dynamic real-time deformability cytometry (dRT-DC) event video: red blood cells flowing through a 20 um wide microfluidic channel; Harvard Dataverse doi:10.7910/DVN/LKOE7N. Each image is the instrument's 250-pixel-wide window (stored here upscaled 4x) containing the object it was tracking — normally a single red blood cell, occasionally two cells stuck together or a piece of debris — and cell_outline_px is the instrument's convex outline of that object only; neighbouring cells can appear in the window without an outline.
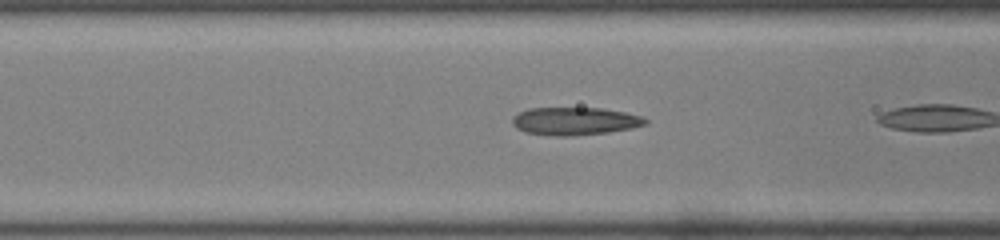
{"species": "common noctule bat (a hibernating species)", "species_latin": "Nyctalus noctula", "temperature_condition": "room temperature", "stored_images_in_passage": 12, "camera_frame_rate_fps": 3000, "um_per_image_px": 0.085, "animal": {"sex": "male", "body_mass_g": 19.0, "forearm_length_mm": 50.8}, "frame": {"image": 1, "passage_image": 10, "time_ms": 3.0, "image_size_px": [1000, 240], "cell_outline_px": [[648, 124], [632, 128], [608, 132], [568, 136], [556, 136], [524, 132], [516, 128], [512, 124], [512, 116], [528, 108], [600, 108], [624, 112], [640, 116], [648, 120]], "centroid_in_image_um": [48.84, 10.3], "position_along_channel_um": 117.8, "area_um2": 21.56}}